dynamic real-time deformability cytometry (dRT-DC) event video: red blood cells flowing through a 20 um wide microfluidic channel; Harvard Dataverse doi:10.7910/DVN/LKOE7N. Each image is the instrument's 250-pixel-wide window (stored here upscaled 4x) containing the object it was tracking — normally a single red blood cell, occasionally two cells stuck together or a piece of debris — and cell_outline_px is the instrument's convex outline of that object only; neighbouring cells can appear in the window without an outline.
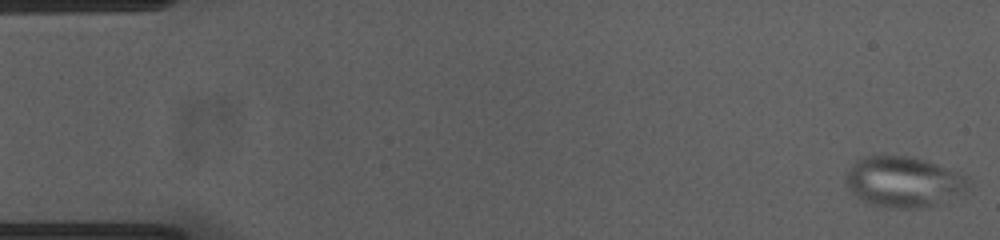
{"species": "common noctule bat (a hibernating species)", "species_latin": "Nyctalus noctula", "temperature_condition": "cold", "stored_images_in_passage": 54, "camera_frame_rate_fps": 3000, "um_per_image_px": 0.085, "animal": {"sex": "female", "body_mass_g": 23.0, "forearm_length_mm": 53.4}, "frame": {"image": 1, "passage_image": 1, "time_ms": 0.0, "image_size_px": [1000, 240], "cell_outline_px": [[968, 184], [960, 192], [928, 208], [888, 208], [868, 204], [860, 200], [848, 188], [844, 180], [844, 176], [852, 164], [860, 156], [912, 156], [928, 160], [968, 176]], "centroid_in_image_um": [76.72, 15.44], "position_along_channel_um": 8.3, "area_um2": 36.3}}
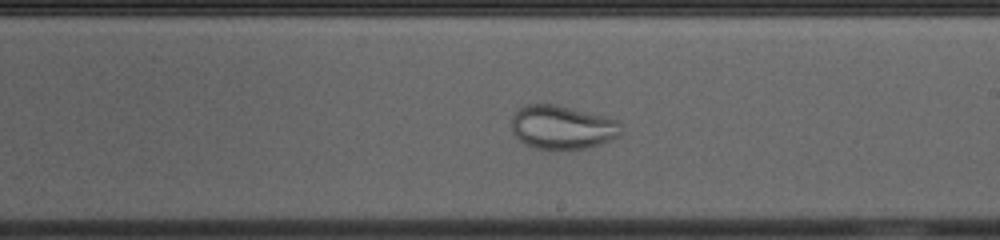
{"frame": {"image": 2, "passage_image": 31, "time_ms": 10.0, "image_size_px": [1000, 240], "cell_outline_px": [[620, 136], [600, 144], [588, 148], [536, 148], [524, 144], [512, 132], [512, 116], [520, 108], [528, 104], [552, 104], [604, 116], [620, 120]], "centroid_in_image_um": [47.8, 10.81], "position_along_channel_um": 241.2, "area_um2": 27.51}}
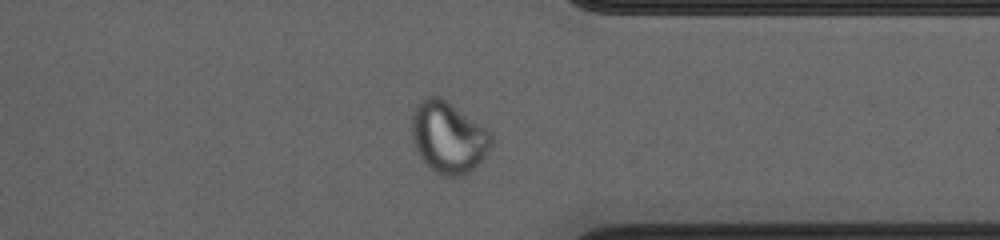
{"frame": {"image": 3, "passage_image": 42, "time_ms": 13.667, "image_size_px": [1000, 240], "cell_outline_px": [[492, 144], [480, 164], [472, 172], [464, 176], [444, 176], [436, 172], [420, 156], [412, 140], [412, 116], [416, 104], [428, 96], [440, 96], [484, 128], [492, 136]], "centroid_in_image_um": [38.11, 11.7], "position_along_channel_um": 373.3, "area_um2": 32.71}}